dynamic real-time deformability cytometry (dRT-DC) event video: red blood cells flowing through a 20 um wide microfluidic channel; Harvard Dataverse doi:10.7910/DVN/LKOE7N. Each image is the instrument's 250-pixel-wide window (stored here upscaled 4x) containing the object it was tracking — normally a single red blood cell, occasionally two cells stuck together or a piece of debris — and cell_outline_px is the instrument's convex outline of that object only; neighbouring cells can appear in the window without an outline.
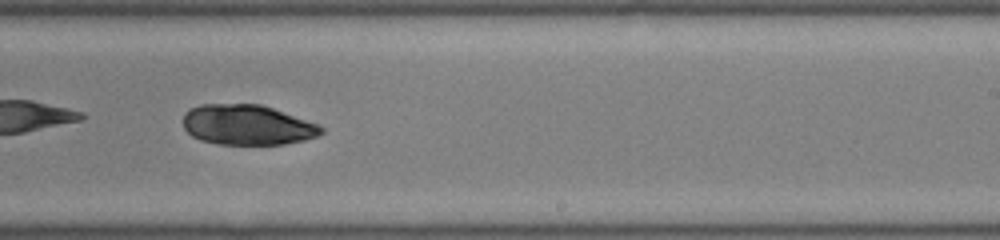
{"species": "common noctule bat (a hibernating species)", "species_latin": "Nyctalus noctula", "temperature_condition": "room temperature", "stored_images_in_passage": 34, "camera_frame_rate_fps": 3000, "um_per_image_px": 0.085, "animal": {"sex": "male", "body_mass_g": 19.0, "forearm_length_mm": 50.8}, "frame": {"image": 1, "passage_image": 18, "time_ms": 5.667, "image_size_px": [1000, 240], "cell_outline_px": [[324, 132], [316, 136], [304, 140], [284, 144], [216, 144], [200, 140], [192, 136], [184, 128], [184, 112], [188, 108], [200, 104], [260, 104], [320, 124], [324, 128]], "centroid_in_image_um": [21.01, 10.61], "position_along_channel_um": 268.0, "area_um2": 32.48}}